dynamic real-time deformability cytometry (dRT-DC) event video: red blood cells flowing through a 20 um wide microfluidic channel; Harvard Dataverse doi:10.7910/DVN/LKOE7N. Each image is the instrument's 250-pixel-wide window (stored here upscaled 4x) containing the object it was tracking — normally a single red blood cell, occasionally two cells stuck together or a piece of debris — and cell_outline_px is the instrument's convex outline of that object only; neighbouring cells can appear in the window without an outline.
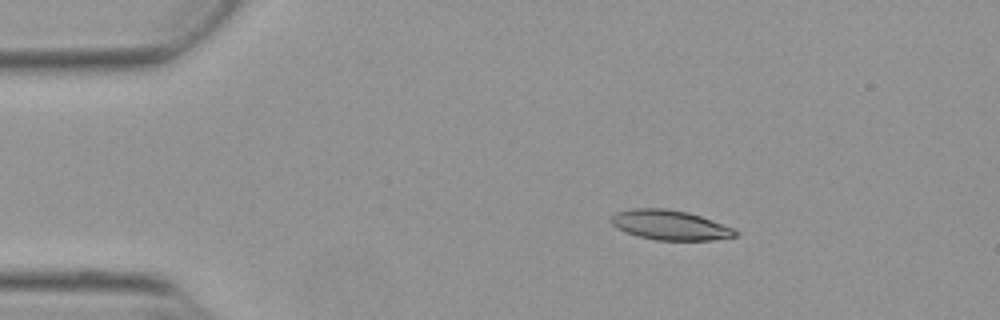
{"species": "Egyptian fruit bat (a non-hibernating species)", "species_latin": "Rousettus aegyptiacus", "temperature_condition": "warm", "stored_images_in_passage": 2, "camera_frame_rate_fps": 3000, "um_per_image_px": 0.085, "animal": {"sex": "female"}, "frame": {"image": 1, "passage_image": 1, "time_ms": 0.0, "image_size_px": [1000, 320], "cell_outline_px": [[740, 232], [736, 236], [712, 240], [656, 240], [640, 236], [616, 228], [608, 220], [616, 212], [632, 208], [668, 208], [688, 212], [712, 220], [732, 228]], "centroid_in_image_um": [56.93, 19.12], "position_along_channel_um": 28.1, "area_um2": 21.5}}